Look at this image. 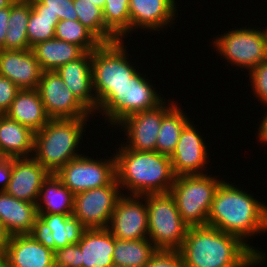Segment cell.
Instances as JSON below:
<instances>
[{"label": "cell", "instance_id": "40", "mask_svg": "<svg viewBox=\"0 0 267 267\" xmlns=\"http://www.w3.org/2000/svg\"><path fill=\"white\" fill-rule=\"evenodd\" d=\"M12 157H0V191H4L11 179Z\"/></svg>", "mask_w": 267, "mask_h": 267}, {"label": "cell", "instance_id": "26", "mask_svg": "<svg viewBox=\"0 0 267 267\" xmlns=\"http://www.w3.org/2000/svg\"><path fill=\"white\" fill-rule=\"evenodd\" d=\"M31 50L43 71H54L60 66L77 60L85 51L78 45L57 38L34 45Z\"/></svg>", "mask_w": 267, "mask_h": 267}, {"label": "cell", "instance_id": "37", "mask_svg": "<svg viewBox=\"0 0 267 267\" xmlns=\"http://www.w3.org/2000/svg\"><path fill=\"white\" fill-rule=\"evenodd\" d=\"M43 4V11H51L60 20H77L73 0H38Z\"/></svg>", "mask_w": 267, "mask_h": 267}, {"label": "cell", "instance_id": "30", "mask_svg": "<svg viewBox=\"0 0 267 267\" xmlns=\"http://www.w3.org/2000/svg\"><path fill=\"white\" fill-rule=\"evenodd\" d=\"M177 104L162 118L157 136L156 151L160 154L171 156L174 152L180 134L185 125L191 120L188 113Z\"/></svg>", "mask_w": 267, "mask_h": 267}, {"label": "cell", "instance_id": "23", "mask_svg": "<svg viewBox=\"0 0 267 267\" xmlns=\"http://www.w3.org/2000/svg\"><path fill=\"white\" fill-rule=\"evenodd\" d=\"M81 267H112L115 237L108 228L85 229L78 242Z\"/></svg>", "mask_w": 267, "mask_h": 267}, {"label": "cell", "instance_id": "38", "mask_svg": "<svg viewBox=\"0 0 267 267\" xmlns=\"http://www.w3.org/2000/svg\"><path fill=\"white\" fill-rule=\"evenodd\" d=\"M147 267H185L177 250H157L151 257Z\"/></svg>", "mask_w": 267, "mask_h": 267}, {"label": "cell", "instance_id": "33", "mask_svg": "<svg viewBox=\"0 0 267 267\" xmlns=\"http://www.w3.org/2000/svg\"><path fill=\"white\" fill-rule=\"evenodd\" d=\"M55 38L80 46L85 52H92L102 42L78 20H60L55 28Z\"/></svg>", "mask_w": 267, "mask_h": 267}, {"label": "cell", "instance_id": "45", "mask_svg": "<svg viewBox=\"0 0 267 267\" xmlns=\"http://www.w3.org/2000/svg\"><path fill=\"white\" fill-rule=\"evenodd\" d=\"M15 0H0V9L9 7Z\"/></svg>", "mask_w": 267, "mask_h": 267}, {"label": "cell", "instance_id": "43", "mask_svg": "<svg viewBox=\"0 0 267 267\" xmlns=\"http://www.w3.org/2000/svg\"><path fill=\"white\" fill-rule=\"evenodd\" d=\"M10 235L0 221V256H4Z\"/></svg>", "mask_w": 267, "mask_h": 267}, {"label": "cell", "instance_id": "13", "mask_svg": "<svg viewBox=\"0 0 267 267\" xmlns=\"http://www.w3.org/2000/svg\"><path fill=\"white\" fill-rule=\"evenodd\" d=\"M108 229L119 240L147 239L146 199L139 195H122L116 203Z\"/></svg>", "mask_w": 267, "mask_h": 267}, {"label": "cell", "instance_id": "9", "mask_svg": "<svg viewBox=\"0 0 267 267\" xmlns=\"http://www.w3.org/2000/svg\"><path fill=\"white\" fill-rule=\"evenodd\" d=\"M112 156L94 159L84 153L65 164L55 176L74 195L109 185L116 178V159Z\"/></svg>", "mask_w": 267, "mask_h": 267}, {"label": "cell", "instance_id": "44", "mask_svg": "<svg viewBox=\"0 0 267 267\" xmlns=\"http://www.w3.org/2000/svg\"><path fill=\"white\" fill-rule=\"evenodd\" d=\"M0 267H13L5 256H0Z\"/></svg>", "mask_w": 267, "mask_h": 267}, {"label": "cell", "instance_id": "31", "mask_svg": "<svg viewBox=\"0 0 267 267\" xmlns=\"http://www.w3.org/2000/svg\"><path fill=\"white\" fill-rule=\"evenodd\" d=\"M59 22L58 15L51 11H43V4L38 0H30V17L27 26L29 47L55 37V28Z\"/></svg>", "mask_w": 267, "mask_h": 267}, {"label": "cell", "instance_id": "48", "mask_svg": "<svg viewBox=\"0 0 267 267\" xmlns=\"http://www.w3.org/2000/svg\"><path fill=\"white\" fill-rule=\"evenodd\" d=\"M267 183V182H266ZM267 185V184H266ZM265 207H266V219H267V204L265 203Z\"/></svg>", "mask_w": 267, "mask_h": 267}, {"label": "cell", "instance_id": "28", "mask_svg": "<svg viewBox=\"0 0 267 267\" xmlns=\"http://www.w3.org/2000/svg\"><path fill=\"white\" fill-rule=\"evenodd\" d=\"M157 251L149 238L141 240H119L115 238L113 263L122 267H147Z\"/></svg>", "mask_w": 267, "mask_h": 267}, {"label": "cell", "instance_id": "6", "mask_svg": "<svg viewBox=\"0 0 267 267\" xmlns=\"http://www.w3.org/2000/svg\"><path fill=\"white\" fill-rule=\"evenodd\" d=\"M206 174L175 176L170 193L179 214L189 226H206L216 190L223 181L220 176Z\"/></svg>", "mask_w": 267, "mask_h": 267}, {"label": "cell", "instance_id": "18", "mask_svg": "<svg viewBox=\"0 0 267 267\" xmlns=\"http://www.w3.org/2000/svg\"><path fill=\"white\" fill-rule=\"evenodd\" d=\"M43 70L33 51L0 49V75L22 89H37Z\"/></svg>", "mask_w": 267, "mask_h": 267}, {"label": "cell", "instance_id": "3", "mask_svg": "<svg viewBox=\"0 0 267 267\" xmlns=\"http://www.w3.org/2000/svg\"><path fill=\"white\" fill-rule=\"evenodd\" d=\"M185 267H258L259 256L240 238L215 227H189L178 250Z\"/></svg>", "mask_w": 267, "mask_h": 267}, {"label": "cell", "instance_id": "2", "mask_svg": "<svg viewBox=\"0 0 267 267\" xmlns=\"http://www.w3.org/2000/svg\"><path fill=\"white\" fill-rule=\"evenodd\" d=\"M125 41L102 43L92 51L91 67L93 91L97 101L96 117L98 114L104 116L101 118L105 122L125 105L128 83L139 70L136 62L129 57L131 54L124 45Z\"/></svg>", "mask_w": 267, "mask_h": 267}, {"label": "cell", "instance_id": "47", "mask_svg": "<svg viewBox=\"0 0 267 267\" xmlns=\"http://www.w3.org/2000/svg\"><path fill=\"white\" fill-rule=\"evenodd\" d=\"M264 29H261L262 30V33H263V36H264V39L267 43V26L266 27H263Z\"/></svg>", "mask_w": 267, "mask_h": 267}, {"label": "cell", "instance_id": "42", "mask_svg": "<svg viewBox=\"0 0 267 267\" xmlns=\"http://www.w3.org/2000/svg\"><path fill=\"white\" fill-rule=\"evenodd\" d=\"M264 109H266L265 114L262 115V120L258 123H260L258 125V131L256 132L257 137L256 139H258V143L260 144H264L267 145V104L263 105Z\"/></svg>", "mask_w": 267, "mask_h": 267}, {"label": "cell", "instance_id": "1", "mask_svg": "<svg viewBox=\"0 0 267 267\" xmlns=\"http://www.w3.org/2000/svg\"><path fill=\"white\" fill-rule=\"evenodd\" d=\"M234 184L225 180L220 183L212 201L207 225L240 238L259 256L258 266L263 267L267 262L266 252L250 245L248 240L267 233L265 203L255 198L252 191H245Z\"/></svg>", "mask_w": 267, "mask_h": 267}, {"label": "cell", "instance_id": "41", "mask_svg": "<svg viewBox=\"0 0 267 267\" xmlns=\"http://www.w3.org/2000/svg\"><path fill=\"white\" fill-rule=\"evenodd\" d=\"M10 16V6L0 9V49H4V41L8 30V19Z\"/></svg>", "mask_w": 267, "mask_h": 267}, {"label": "cell", "instance_id": "32", "mask_svg": "<svg viewBox=\"0 0 267 267\" xmlns=\"http://www.w3.org/2000/svg\"><path fill=\"white\" fill-rule=\"evenodd\" d=\"M78 21L88 28L102 43L119 40L106 26L102 9L89 0H73Z\"/></svg>", "mask_w": 267, "mask_h": 267}, {"label": "cell", "instance_id": "36", "mask_svg": "<svg viewBox=\"0 0 267 267\" xmlns=\"http://www.w3.org/2000/svg\"><path fill=\"white\" fill-rule=\"evenodd\" d=\"M54 267H81V250L78 243L54 251Z\"/></svg>", "mask_w": 267, "mask_h": 267}, {"label": "cell", "instance_id": "4", "mask_svg": "<svg viewBox=\"0 0 267 267\" xmlns=\"http://www.w3.org/2000/svg\"><path fill=\"white\" fill-rule=\"evenodd\" d=\"M114 151L116 179L123 195L169 192L175 179L171 159L157 151H135L122 143ZM126 192V193H125Z\"/></svg>", "mask_w": 267, "mask_h": 267}, {"label": "cell", "instance_id": "20", "mask_svg": "<svg viewBox=\"0 0 267 267\" xmlns=\"http://www.w3.org/2000/svg\"><path fill=\"white\" fill-rule=\"evenodd\" d=\"M85 229L72 214L38 213L36 233L53 251L78 243Z\"/></svg>", "mask_w": 267, "mask_h": 267}, {"label": "cell", "instance_id": "12", "mask_svg": "<svg viewBox=\"0 0 267 267\" xmlns=\"http://www.w3.org/2000/svg\"><path fill=\"white\" fill-rule=\"evenodd\" d=\"M37 90L50 119L93 117L55 70L43 71Z\"/></svg>", "mask_w": 267, "mask_h": 267}, {"label": "cell", "instance_id": "8", "mask_svg": "<svg viewBox=\"0 0 267 267\" xmlns=\"http://www.w3.org/2000/svg\"><path fill=\"white\" fill-rule=\"evenodd\" d=\"M236 27L212 39V47L220 54L224 63L231 67L246 69L248 73L261 62L267 60V43L261 28ZM250 27V28H249Z\"/></svg>", "mask_w": 267, "mask_h": 267}, {"label": "cell", "instance_id": "24", "mask_svg": "<svg viewBox=\"0 0 267 267\" xmlns=\"http://www.w3.org/2000/svg\"><path fill=\"white\" fill-rule=\"evenodd\" d=\"M5 115L33 132L40 130L50 120L37 89L20 90Z\"/></svg>", "mask_w": 267, "mask_h": 267}, {"label": "cell", "instance_id": "7", "mask_svg": "<svg viewBox=\"0 0 267 267\" xmlns=\"http://www.w3.org/2000/svg\"><path fill=\"white\" fill-rule=\"evenodd\" d=\"M148 212V238L157 250H179L189 226L170 192L142 195Z\"/></svg>", "mask_w": 267, "mask_h": 267}, {"label": "cell", "instance_id": "5", "mask_svg": "<svg viewBox=\"0 0 267 267\" xmlns=\"http://www.w3.org/2000/svg\"><path fill=\"white\" fill-rule=\"evenodd\" d=\"M90 119L93 118L50 119L34 133L32 157L50 174H56L69 161L82 155L79 146Z\"/></svg>", "mask_w": 267, "mask_h": 267}, {"label": "cell", "instance_id": "16", "mask_svg": "<svg viewBox=\"0 0 267 267\" xmlns=\"http://www.w3.org/2000/svg\"><path fill=\"white\" fill-rule=\"evenodd\" d=\"M50 175L33 157H12L11 179L4 191L19 200L37 203L43 183Z\"/></svg>", "mask_w": 267, "mask_h": 267}, {"label": "cell", "instance_id": "34", "mask_svg": "<svg viewBox=\"0 0 267 267\" xmlns=\"http://www.w3.org/2000/svg\"><path fill=\"white\" fill-rule=\"evenodd\" d=\"M105 26L119 39L130 34L129 0H105L102 9Z\"/></svg>", "mask_w": 267, "mask_h": 267}, {"label": "cell", "instance_id": "35", "mask_svg": "<svg viewBox=\"0 0 267 267\" xmlns=\"http://www.w3.org/2000/svg\"><path fill=\"white\" fill-rule=\"evenodd\" d=\"M248 76L254 100L260 101L262 105L267 104V60L255 66Z\"/></svg>", "mask_w": 267, "mask_h": 267}, {"label": "cell", "instance_id": "29", "mask_svg": "<svg viewBox=\"0 0 267 267\" xmlns=\"http://www.w3.org/2000/svg\"><path fill=\"white\" fill-rule=\"evenodd\" d=\"M30 17V0H15L10 5L8 30L4 49L30 50L27 26Z\"/></svg>", "mask_w": 267, "mask_h": 267}, {"label": "cell", "instance_id": "39", "mask_svg": "<svg viewBox=\"0 0 267 267\" xmlns=\"http://www.w3.org/2000/svg\"><path fill=\"white\" fill-rule=\"evenodd\" d=\"M21 89L9 78L0 75V114H5Z\"/></svg>", "mask_w": 267, "mask_h": 267}, {"label": "cell", "instance_id": "14", "mask_svg": "<svg viewBox=\"0 0 267 267\" xmlns=\"http://www.w3.org/2000/svg\"><path fill=\"white\" fill-rule=\"evenodd\" d=\"M190 120L182 130L176 148L170 156L172 170L175 176L206 174L210 165L206 141ZM205 171V172H204Z\"/></svg>", "mask_w": 267, "mask_h": 267}, {"label": "cell", "instance_id": "10", "mask_svg": "<svg viewBox=\"0 0 267 267\" xmlns=\"http://www.w3.org/2000/svg\"><path fill=\"white\" fill-rule=\"evenodd\" d=\"M176 102V103H174ZM178 101L165 99L155 108L133 113L123 119L114 128L124 132L126 143L122 145L135 151H156V142L162 118L177 104ZM126 136V137H125Z\"/></svg>", "mask_w": 267, "mask_h": 267}, {"label": "cell", "instance_id": "17", "mask_svg": "<svg viewBox=\"0 0 267 267\" xmlns=\"http://www.w3.org/2000/svg\"><path fill=\"white\" fill-rule=\"evenodd\" d=\"M4 256L13 267H54V251L37 233L10 236Z\"/></svg>", "mask_w": 267, "mask_h": 267}, {"label": "cell", "instance_id": "27", "mask_svg": "<svg viewBox=\"0 0 267 267\" xmlns=\"http://www.w3.org/2000/svg\"><path fill=\"white\" fill-rule=\"evenodd\" d=\"M36 206L38 213L73 214L74 194L51 174L43 183Z\"/></svg>", "mask_w": 267, "mask_h": 267}, {"label": "cell", "instance_id": "25", "mask_svg": "<svg viewBox=\"0 0 267 267\" xmlns=\"http://www.w3.org/2000/svg\"><path fill=\"white\" fill-rule=\"evenodd\" d=\"M34 133L29 127L0 114V157H32Z\"/></svg>", "mask_w": 267, "mask_h": 267}, {"label": "cell", "instance_id": "22", "mask_svg": "<svg viewBox=\"0 0 267 267\" xmlns=\"http://www.w3.org/2000/svg\"><path fill=\"white\" fill-rule=\"evenodd\" d=\"M0 221L10 236L35 234L38 227L36 203L19 200L0 191Z\"/></svg>", "mask_w": 267, "mask_h": 267}, {"label": "cell", "instance_id": "21", "mask_svg": "<svg viewBox=\"0 0 267 267\" xmlns=\"http://www.w3.org/2000/svg\"><path fill=\"white\" fill-rule=\"evenodd\" d=\"M138 70L128 83L127 98L125 105L107 122V126L113 128L127 116L155 108L166 98L158 92L148 75ZM144 73V74H143ZM149 79V80H148Z\"/></svg>", "mask_w": 267, "mask_h": 267}, {"label": "cell", "instance_id": "15", "mask_svg": "<svg viewBox=\"0 0 267 267\" xmlns=\"http://www.w3.org/2000/svg\"><path fill=\"white\" fill-rule=\"evenodd\" d=\"M177 6L176 0H129L130 37L138 30L153 34L171 28L178 17Z\"/></svg>", "mask_w": 267, "mask_h": 267}, {"label": "cell", "instance_id": "11", "mask_svg": "<svg viewBox=\"0 0 267 267\" xmlns=\"http://www.w3.org/2000/svg\"><path fill=\"white\" fill-rule=\"evenodd\" d=\"M122 195L115 178L109 185L74 195L72 215L86 229L108 228L116 203Z\"/></svg>", "mask_w": 267, "mask_h": 267}, {"label": "cell", "instance_id": "19", "mask_svg": "<svg viewBox=\"0 0 267 267\" xmlns=\"http://www.w3.org/2000/svg\"><path fill=\"white\" fill-rule=\"evenodd\" d=\"M91 59L92 52H85L77 60L68 62L55 71L77 100L96 116L97 101L93 91Z\"/></svg>", "mask_w": 267, "mask_h": 267}, {"label": "cell", "instance_id": "46", "mask_svg": "<svg viewBox=\"0 0 267 267\" xmlns=\"http://www.w3.org/2000/svg\"><path fill=\"white\" fill-rule=\"evenodd\" d=\"M91 3H94L99 8L103 9L105 5V0H89Z\"/></svg>", "mask_w": 267, "mask_h": 267}]
</instances>
